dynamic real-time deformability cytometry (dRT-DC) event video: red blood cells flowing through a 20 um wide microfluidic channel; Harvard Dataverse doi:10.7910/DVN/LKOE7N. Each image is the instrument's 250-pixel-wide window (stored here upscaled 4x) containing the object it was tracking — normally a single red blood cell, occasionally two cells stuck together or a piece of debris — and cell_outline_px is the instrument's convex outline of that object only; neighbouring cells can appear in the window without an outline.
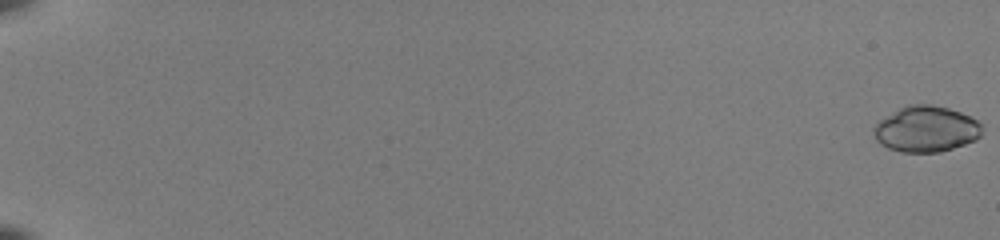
{"species": "common noctule bat (a hibernating species)", "species_latin": "Nyctalus noctula", "temperature_condition": "room temperature", "stored_images_in_passage": 54, "camera_frame_rate_fps": 3000, "um_per_image_px": 0.085, "animal": {"sex": "female", "body_mass_g": 22.0, "forearm_length_mm": 56.7}, "frame": {"image": 1, "passage_image": 1, "time_ms": 0.0, "image_size_px": [1000, 240], "cell_outline_px": [[984, 124], [980, 136], [976, 140], [940, 152], [900, 152], [888, 148], [880, 144], [876, 140], [872, 132], [872, 128], [880, 120], [900, 108], [908, 104], [932, 104], [948, 108], [960, 112]], "centroid_in_image_um": [78.71, 10.97], "position_along_channel_um": 6.3, "area_um2": 29.07}}
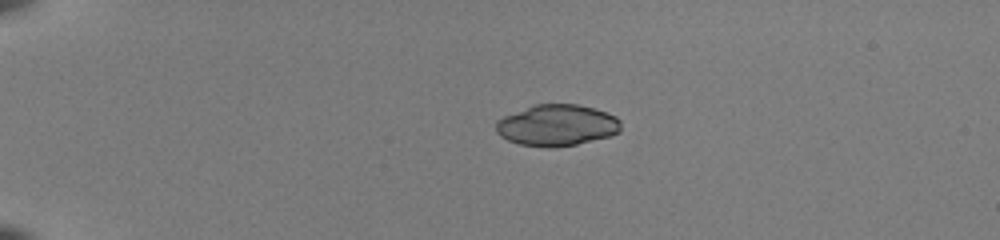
{"frame": {"image": 2, "passage_image": 15, "time_ms": 4.667, "image_size_px": [1000, 240], "cell_outline_px": [[620, 132], [612, 136], [576, 144], [556, 148], [548, 148], [520, 144], [508, 140], [500, 136], [496, 132], [496, 120], [504, 116], [536, 104], [576, 104], [592, 108], [616, 116], [620, 120]], "centroid_in_image_um": [47.34, 10.66], "position_along_channel_um": 37.7, "area_um2": 30.11}}